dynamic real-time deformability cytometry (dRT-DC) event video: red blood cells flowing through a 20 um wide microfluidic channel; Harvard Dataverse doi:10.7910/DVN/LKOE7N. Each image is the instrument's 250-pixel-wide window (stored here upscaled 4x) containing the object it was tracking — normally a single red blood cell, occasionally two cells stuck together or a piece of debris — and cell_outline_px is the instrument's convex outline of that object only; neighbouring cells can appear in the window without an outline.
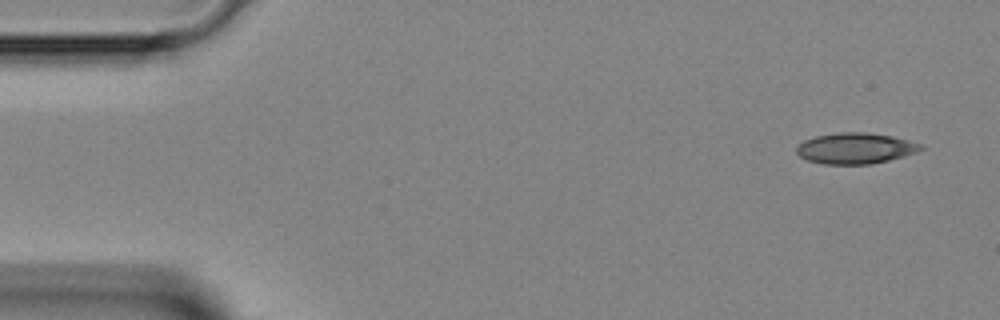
{"species": "Egyptian fruit bat (a non-hibernating species)", "species_latin": "Rousettus aegyptiacus", "temperature_condition": "room temperature", "stored_images_in_passage": 3, "camera_frame_rate_fps": 3000, "um_per_image_px": 0.085, "animal": {"sex": "female"}, "frame": {"image": 1, "passage_image": 3, "time_ms": 2.333, "image_size_px": [1000, 320], "cell_outline_px": [[924, 148], [916, 152], [904, 156], [872, 164], [824, 164], [808, 160], [800, 156], [796, 152], [796, 148], [804, 140], [816, 136], [840, 132], [868, 132], [892, 136], [908, 140], [920, 144]], "centroid_in_image_um": [72.71, 12.6], "position_along_channel_um": 12.3, "area_um2": 22.25}}